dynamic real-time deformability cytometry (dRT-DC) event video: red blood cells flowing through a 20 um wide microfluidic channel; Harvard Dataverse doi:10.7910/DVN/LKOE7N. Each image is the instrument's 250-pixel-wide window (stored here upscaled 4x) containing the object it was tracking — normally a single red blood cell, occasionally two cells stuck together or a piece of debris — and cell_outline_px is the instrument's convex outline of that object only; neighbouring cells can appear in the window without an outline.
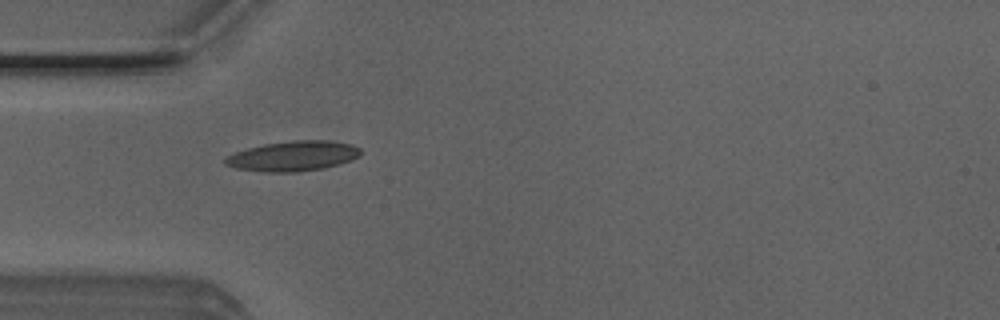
{"species": "Egyptian fruit bat (a non-hibernating species)", "species_latin": "Rousettus aegyptiacus", "temperature_condition": "room temperature", "stored_images_in_passage": 29, "camera_frame_rate_fps": 3000, "um_per_image_px": 0.085, "animal": {"sex": "male"}, "frame": {"image": 1, "passage_image": 1, "time_ms": 0.0, "image_size_px": [1000, 320], "cell_outline_px": [[360, 156], [352, 160], [324, 168], [296, 172], [264, 172], [236, 168], [224, 164], [224, 160], [228, 156], [236, 152], [248, 148], [264, 144], [292, 140], [328, 140], [352, 144], [360, 148]], "centroid_in_image_um": [24.93, 13.26], "position_along_channel_um": 60.1, "area_um2": 23.7}}
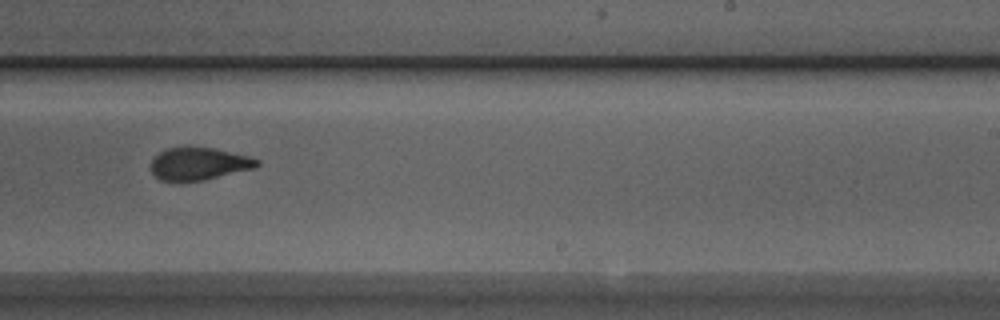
{"frame": {"image": 2, "passage_image": 17, "time_ms": 5.333, "image_size_px": [1000, 320], "cell_outline_px": [[260, 164], [256, 168], [204, 180], [180, 184], [160, 180], [152, 172], [152, 160], [164, 148], [188, 144], [212, 148], [248, 156], [260, 160]], "centroid_in_image_um": [16.87, 13.92], "position_along_channel_um": 272.1, "area_um2": 20.98}}
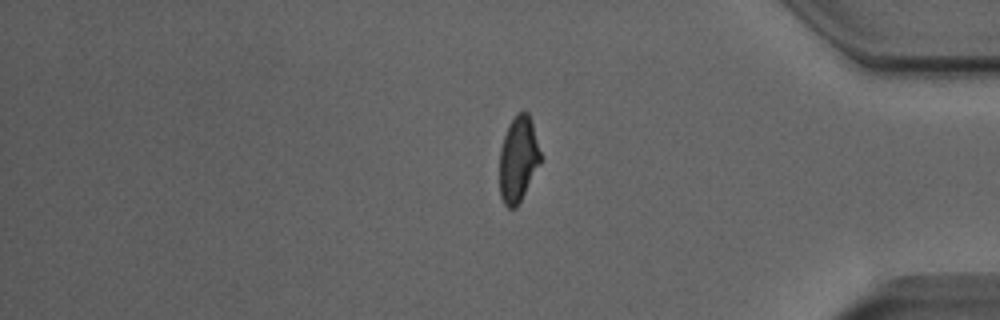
{"frame": {"image": 3, "passage_image": 28, "time_ms": 9.0, "image_size_px": [1000, 320], "cell_outline_px": [[540, 164], [516, 208], [508, 208], [504, 204], [500, 196], [500, 148], [508, 124], [516, 112], [528, 112], [532, 124], [540, 152]], "centroid_in_image_um": [44.03, 13.53], "position_along_channel_um": 391.2, "area_um2": 20.23}}